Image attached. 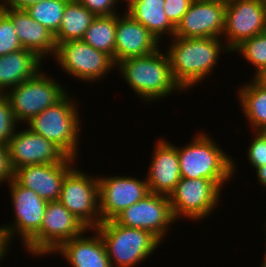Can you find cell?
<instances>
[{
    "label": "cell",
    "instance_id": "39",
    "mask_svg": "<svg viewBox=\"0 0 266 267\" xmlns=\"http://www.w3.org/2000/svg\"><path fill=\"white\" fill-rule=\"evenodd\" d=\"M262 5L266 8V0H260Z\"/></svg>",
    "mask_w": 266,
    "mask_h": 267
},
{
    "label": "cell",
    "instance_id": "28",
    "mask_svg": "<svg viewBox=\"0 0 266 267\" xmlns=\"http://www.w3.org/2000/svg\"><path fill=\"white\" fill-rule=\"evenodd\" d=\"M239 53L247 62L255 66L254 76L258 78L266 71V31L244 40L232 53Z\"/></svg>",
    "mask_w": 266,
    "mask_h": 267
},
{
    "label": "cell",
    "instance_id": "13",
    "mask_svg": "<svg viewBox=\"0 0 266 267\" xmlns=\"http://www.w3.org/2000/svg\"><path fill=\"white\" fill-rule=\"evenodd\" d=\"M266 31V8L260 0H226L222 36L232 51L244 40ZM227 41V42H226Z\"/></svg>",
    "mask_w": 266,
    "mask_h": 267
},
{
    "label": "cell",
    "instance_id": "12",
    "mask_svg": "<svg viewBox=\"0 0 266 267\" xmlns=\"http://www.w3.org/2000/svg\"><path fill=\"white\" fill-rule=\"evenodd\" d=\"M119 225L151 232L161 242L176 222L169 196L150 192L114 219Z\"/></svg>",
    "mask_w": 266,
    "mask_h": 267
},
{
    "label": "cell",
    "instance_id": "20",
    "mask_svg": "<svg viewBox=\"0 0 266 267\" xmlns=\"http://www.w3.org/2000/svg\"><path fill=\"white\" fill-rule=\"evenodd\" d=\"M11 20L15 32L25 50L34 52L42 60L54 57L56 52L55 36L39 24L25 10L1 9Z\"/></svg>",
    "mask_w": 266,
    "mask_h": 267
},
{
    "label": "cell",
    "instance_id": "30",
    "mask_svg": "<svg viewBox=\"0 0 266 267\" xmlns=\"http://www.w3.org/2000/svg\"><path fill=\"white\" fill-rule=\"evenodd\" d=\"M19 125L13 115L9 99L0 95V143L8 145L13 137L15 128Z\"/></svg>",
    "mask_w": 266,
    "mask_h": 267
},
{
    "label": "cell",
    "instance_id": "32",
    "mask_svg": "<svg viewBox=\"0 0 266 267\" xmlns=\"http://www.w3.org/2000/svg\"><path fill=\"white\" fill-rule=\"evenodd\" d=\"M95 16L117 15L116 5L121 0H77Z\"/></svg>",
    "mask_w": 266,
    "mask_h": 267
},
{
    "label": "cell",
    "instance_id": "33",
    "mask_svg": "<svg viewBox=\"0 0 266 267\" xmlns=\"http://www.w3.org/2000/svg\"><path fill=\"white\" fill-rule=\"evenodd\" d=\"M193 0H165V14L168 20L176 27Z\"/></svg>",
    "mask_w": 266,
    "mask_h": 267
},
{
    "label": "cell",
    "instance_id": "3",
    "mask_svg": "<svg viewBox=\"0 0 266 267\" xmlns=\"http://www.w3.org/2000/svg\"><path fill=\"white\" fill-rule=\"evenodd\" d=\"M207 133H197L186 146L177 147L182 178L229 180L236 174V164Z\"/></svg>",
    "mask_w": 266,
    "mask_h": 267
},
{
    "label": "cell",
    "instance_id": "2",
    "mask_svg": "<svg viewBox=\"0 0 266 267\" xmlns=\"http://www.w3.org/2000/svg\"><path fill=\"white\" fill-rule=\"evenodd\" d=\"M160 50L146 56L124 59L116 64L115 69L120 70L121 77L143 102L164 99L173 91L183 92L173 78L167 53Z\"/></svg>",
    "mask_w": 266,
    "mask_h": 267
},
{
    "label": "cell",
    "instance_id": "27",
    "mask_svg": "<svg viewBox=\"0 0 266 267\" xmlns=\"http://www.w3.org/2000/svg\"><path fill=\"white\" fill-rule=\"evenodd\" d=\"M69 0H44L29 6L25 11L31 18L47 28L55 35L63 18L64 10Z\"/></svg>",
    "mask_w": 266,
    "mask_h": 267
},
{
    "label": "cell",
    "instance_id": "38",
    "mask_svg": "<svg viewBox=\"0 0 266 267\" xmlns=\"http://www.w3.org/2000/svg\"><path fill=\"white\" fill-rule=\"evenodd\" d=\"M265 253V255H263V256H265L262 260H263V263H261V265H260V267H266V252H264Z\"/></svg>",
    "mask_w": 266,
    "mask_h": 267
},
{
    "label": "cell",
    "instance_id": "19",
    "mask_svg": "<svg viewBox=\"0 0 266 267\" xmlns=\"http://www.w3.org/2000/svg\"><path fill=\"white\" fill-rule=\"evenodd\" d=\"M158 140L153 149L146 180L150 192L169 196L182 178L177 146L165 139Z\"/></svg>",
    "mask_w": 266,
    "mask_h": 267
},
{
    "label": "cell",
    "instance_id": "36",
    "mask_svg": "<svg viewBox=\"0 0 266 267\" xmlns=\"http://www.w3.org/2000/svg\"><path fill=\"white\" fill-rule=\"evenodd\" d=\"M256 175L260 185L266 188V165L259 167L256 170Z\"/></svg>",
    "mask_w": 266,
    "mask_h": 267
},
{
    "label": "cell",
    "instance_id": "31",
    "mask_svg": "<svg viewBox=\"0 0 266 267\" xmlns=\"http://www.w3.org/2000/svg\"><path fill=\"white\" fill-rule=\"evenodd\" d=\"M254 138L248 146L247 158L255 170L266 165V136L261 131H253Z\"/></svg>",
    "mask_w": 266,
    "mask_h": 267
},
{
    "label": "cell",
    "instance_id": "4",
    "mask_svg": "<svg viewBox=\"0 0 266 267\" xmlns=\"http://www.w3.org/2000/svg\"><path fill=\"white\" fill-rule=\"evenodd\" d=\"M106 248L112 267H134L162 243L151 232L119 225L115 220L101 222L95 228Z\"/></svg>",
    "mask_w": 266,
    "mask_h": 267
},
{
    "label": "cell",
    "instance_id": "14",
    "mask_svg": "<svg viewBox=\"0 0 266 267\" xmlns=\"http://www.w3.org/2000/svg\"><path fill=\"white\" fill-rule=\"evenodd\" d=\"M143 180L132 176L98 177L101 222L114 220L126 208L148 195L149 186L146 178Z\"/></svg>",
    "mask_w": 266,
    "mask_h": 267
},
{
    "label": "cell",
    "instance_id": "15",
    "mask_svg": "<svg viewBox=\"0 0 266 267\" xmlns=\"http://www.w3.org/2000/svg\"><path fill=\"white\" fill-rule=\"evenodd\" d=\"M226 0H193L175 27L174 37L221 38L224 30Z\"/></svg>",
    "mask_w": 266,
    "mask_h": 267
},
{
    "label": "cell",
    "instance_id": "9",
    "mask_svg": "<svg viewBox=\"0 0 266 267\" xmlns=\"http://www.w3.org/2000/svg\"><path fill=\"white\" fill-rule=\"evenodd\" d=\"M87 229L59 201H50L40 230L23 247L36 257L54 254L64 242L80 236Z\"/></svg>",
    "mask_w": 266,
    "mask_h": 267
},
{
    "label": "cell",
    "instance_id": "18",
    "mask_svg": "<svg viewBox=\"0 0 266 267\" xmlns=\"http://www.w3.org/2000/svg\"><path fill=\"white\" fill-rule=\"evenodd\" d=\"M159 45L160 41L126 12L116 15L115 64L152 54L160 48Z\"/></svg>",
    "mask_w": 266,
    "mask_h": 267
},
{
    "label": "cell",
    "instance_id": "23",
    "mask_svg": "<svg viewBox=\"0 0 266 267\" xmlns=\"http://www.w3.org/2000/svg\"><path fill=\"white\" fill-rule=\"evenodd\" d=\"M124 10L135 21L146 27L159 41L163 35L174 37L175 26L165 14V0H126Z\"/></svg>",
    "mask_w": 266,
    "mask_h": 267
},
{
    "label": "cell",
    "instance_id": "1",
    "mask_svg": "<svg viewBox=\"0 0 266 267\" xmlns=\"http://www.w3.org/2000/svg\"><path fill=\"white\" fill-rule=\"evenodd\" d=\"M171 42L166 53L173 78L184 92L212 74L220 53H231L223 38L172 37Z\"/></svg>",
    "mask_w": 266,
    "mask_h": 267
},
{
    "label": "cell",
    "instance_id": "21",
    "mask_svg": "<svg viewBox=\"0 0 266 267\" xmlns=\"http://www.w3.org/2000/svg\"><path fill=\"white\" fill-rule=\"evenodd\" d=\"M89 230L92 231L87 229L80 236L64 242L54 253L59 252L71 267H112L101 235L93 229L95 235L84 236Z\"/></svg>",
    "mask_w": 266,
    "mask_h": 267
},
{
    "label": "cell",
    "instance_id": "35",
    "mask_svg": "<svg viewBox=\"0 0 266 267\" xmlns=\"http://www.w3.org/2000/svg\"><path fill=\"white\" fill-rule=\"evenodd\" d=\"M44 0H0V9L25 10L29 6L43 2Z\"/></svg>",
    "mask_w": 266,
    "mask_h": 267
},
{
    "label": "cell",
    "instance_id": "26",
    "mask_svg": "<svg viewBox=\"0 0 266 267\" xmlns=\"http://www.w3.org/2000/svg\"><path fill=\"white\" fill-rule=\"evenodd\" d=\"M116 15L96 16L82 41L108 54L115 63Z\"/></svg>",
    "mask_w": 266,
    "mask_h": 267
},
{
    "label": "cell",
    "instance_id": "34",
    "mask_svg": "<svg viewBox=\"0 0 266 267\" xmlns=\"http://www.w3.org/2000/svg\"><path fill=\"white\" fill-rule=\"evenodd\" d=\"M14 177V170L10 164L8 145L0 143V184L10 182Z\"/></svg>",
    "mask_w": 266,
    "mask_h": 267
},
{
    "label": "cell",
    "instance_id": "22",
    "mask_svg": "<svg viewBox=\"0 0 266 267\" xmlns=\"http://www.w3.org/2000/svg\"><path fill=\"white\" fill-rule=\"evenodd\" d=\"M41 62L34 52L24 48L0 56V93L5 95L21 82L33 78L42 70Z\"/></svg>",
    "mask_w": 266,
    "mask_h": 267
},
{
    "label": "cell",
    "instance_id": "10",
    "mask_svg": "<svg viewBox=\"0 0 266 267\" xmlns=\"http://www.w3.org/2000/svg\"><path fill=\"white\" fill-rule=\"evenodd\" d=\"M58 201L88 229L101 223L98 176L74 166L65 176Z\"/></svg>",
    "mask_w": 266,
    "mask_h": 267
},
{
    "label": "cell",
    "instance_id": "24",
    "mask_svg": "<svg viewBox=\"0 0 266 267\" xmlns=\"http://www.w3.org/2000/svg\"><path fill=\"white\" fill-rule=\"evenodd\" d=\"M238 89L239 105L253 131L266 128V84L253 77Z\"/></svg>",
    "mask_w": 266,
    "mask_h": 267
},
{
    "label": "cell",
    "instance_id": "8",
    "mask_svg": "<svg viewBox=\"0 0 266 267\" xmlns=\"http://www.w3.org/2000/svg\"><path fill=\"white\" fill-rule=\"evenodd\" d=\"M8 184L15 218L13 223L0 226V237L7 251L15 234H19L24 246L40 230L48 203L14 178Z\"/></svg>",
    "mask_w": 266,
    "mask_h": 267
},
{
    "label": "cell",
    "instance_id": "29",
    "mask_svg": "<svg viewBox=\"0 0 266 267\" xmlns=\"http://www.w3.org/2000/svg\"><path fill=\"white\" fill-rule=\"evenodd\" d=\"M23 49L12 20L0 9V56Z\"/></svg>",
    "mask_w": 266,
    "mask_h": 267
},
{
    "label": "cell",
    "instance_id": "17",
    "mask_svg": "<svg viewBox=\"0 0 266 267\" xmlns=\"http://www.w3.org/2000/svg\"><path fill=\"white\" fill-rule=\"evenodd\" d=\"M76 160L67 156L60 163L26 165L15 169L13 178L20 185L33 190L43 200L58 201L62 182Z\"/></svg>",
    "mask_w": 266,
    "mask_h": 267
},
{
    "label": "cell",
    "instance_id": "25",
    "mask_svg": "<svg viewBox=\"0 0 266 267\" xmlns=\"http://www.w3.org/2000/svg\"><path fill=\"white\" fill-rule=\"evenodd\" d=\"M96 16L77 0H69L64 10L58 32L54 35L56 45L81 40Z\"/></svg>",
    "mask_w": 266,
    "mask_h": 267
},
{
    "label": "cell",
    "instance_id": "16",
    "mask_svg": "<svg viewBox=\"0 0 266 267\" xmlns=\"http://www.w3.org/2000/svg\"><path fill=\"white\" fill-rule=\"evenodd\" d=\"M8 149L13 170L26 165L60 163L67 157L53 142L27 127L15 130Z\"/></svg>",
    "mask_w": 266,
    "mask_h": 267
},
{
    "label": "cell",
    "instance_id": "40",
    "mask_svg": "<svg viewBox=\"0 0 266 267\" xmlns=\"http://www.w3.org/2000/svg\"><path fill=\"white\" fill-rule=\"evenodd\" d=\"M266 136V128L261 131Z\"/></svg>",
    "mask_w": 266,
    "mask_h": 267
},
{
    "label": "cell",
    "instance_id": "5",
    "mask_svg": "<svg viewBox=\"0 0 266 267\" xmlns=\"http://www.w3.org/2000/svg\"><path fill=\"white\" fill-rule=\"evenodd\" d=\"M68 95L66 94L55 105L47 107L26 124L34 133L53 142L68 157L77 159L81 119H79L78 105L76 107V102Z\"/></svg>",
    "mask_w": 266,
    "mask_h": 267
},
{
    "label": "cell",
    "instance_id": "7",
    "mask_svg": "<svg viewBox=\"0 0 266 267\" xmlns=\"http://www.w3.org/2000/svg\"><path fill=\"white\" fill-rule=\"evenodd\" d=\"M228 180L181 178L169 195L174 219L204 220L212 214L219 203L221 190Z\"/></svg>",
    "mask_w": 266,
    "mask_h": 267
},
{
    "label": "cell",
    "instance_id": "11",
    "mask_svg": "<svg viewBox=\"0 0 266 267\" xmlns=\"http://www.w3.org/2000/svg\"><path fill=\"white\" fill-rule=\"evenodd\" d=\"M54 58L69 76L83 82H97L116 67L108 54L96 50L82 40L57 44Z\"/></svg>",
    "mask_w": 266,
    "mask_h": 267
},
{
    "label": "cell",
    "instance_id": "6",
    "mask_svg": "<svg viewBox=\"0 0 266 267\" xmlns=\"http://www.w3.org/2000/svg\"><path fill=\"white\" fill-rule=\"evenodd\" d=\"M40 70L33 78L10 89L5 96L9 99L16 122L27 123L47 107L55 105L69 90L54 78Z\"/></svg>",
    "mask_w": 266,
    "mask_h": 267
},
{
    "label": "cell",
    "instance_id": "37",
    "mask_svg": "<svg viewBox=\"0 0 266 267\" xmlns=\"http://www.w3.org/2000/svg\"><path fill=\"white\" fill-rule=\"evenodd\" d=\"M258 78H259L263 83L266 84V71H265L261 76H259Z\"/></svg>",
    "mask_w": 266,
    "mask_h": 267
}]
</instances>
